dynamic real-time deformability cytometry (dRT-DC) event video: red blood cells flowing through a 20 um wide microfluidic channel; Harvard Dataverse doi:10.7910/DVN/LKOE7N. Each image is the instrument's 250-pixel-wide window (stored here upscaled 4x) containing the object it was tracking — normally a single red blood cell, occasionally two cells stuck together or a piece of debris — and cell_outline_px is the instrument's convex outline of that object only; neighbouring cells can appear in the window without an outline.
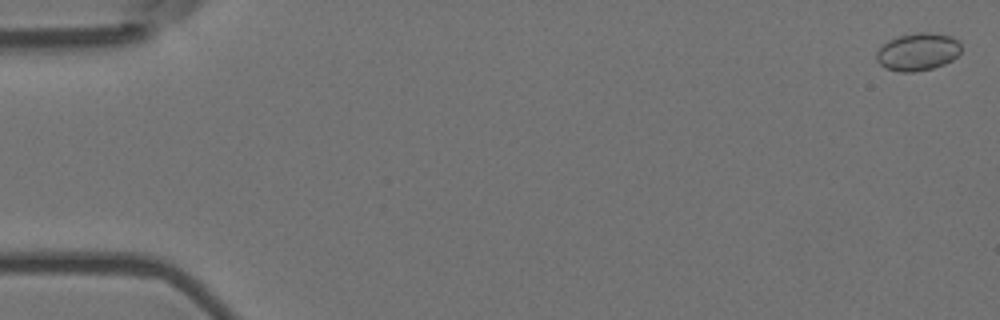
{"species": "Egyptian fruit bat (a non-hibernating species)", "species_latin": "Rousettus aegyptiacus", "temperature_condition": "room temperature", "stored_images_in_passage": 8, "camera_frame_rate_fps": 3000, "um_per_image_px": 0.085, "animal": {"sex": "female"}, "frame": {"image": 1, "passage_image": 2, "time_ms": 0.333, "image_size_px": [1000, 320], "cell_outline_px": [[960, 52], [952, 60], [944, 64], [932, 68], [912, 72], [900, 72], [884, 68], [876, 60], [876, 52], [888, 40], [900, 36], [916, 32], [928, 32], [952, 36], [960, 40]], "centroid_in_image_um": [78.02, 4.4], "position_along_channel_um": 7.0, "area_um2": 18.61}}